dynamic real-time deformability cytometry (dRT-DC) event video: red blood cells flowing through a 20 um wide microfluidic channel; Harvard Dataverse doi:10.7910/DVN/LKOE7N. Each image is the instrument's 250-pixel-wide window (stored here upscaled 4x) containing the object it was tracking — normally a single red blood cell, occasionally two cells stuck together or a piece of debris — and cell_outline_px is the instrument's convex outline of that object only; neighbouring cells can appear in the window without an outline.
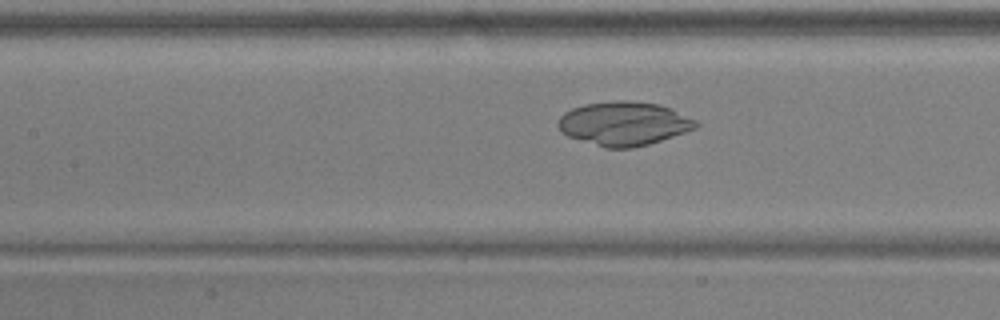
{"species": "common noctule bat (a hibernating species)", "species_latin": "Nyctalus noctula", "temperature_condition": "warm", "stored_images_in_passage": 54, "camera_frame_rate_fps": 3000, "um_per_image_px": 0.085, "animal": {"sex": "male", "body_mass_g": 17.9, "forearm_length_mm": 54.2}, "frame": {"image": 1, "passage_image": 25, "time_ms": 8.0, "image_size_px": [1000, 320], "cell_outline_px": [[700, 124], [696, 128], [648, 144], [632, 148], [604, 148], [568, 136], [560, 132], [556, 124], [560, 116], [564, 112], [572, 108], [584, 104], [616, 100], [628, 100], [656, 104], [672, 108], [696, 120]], "centroid_in_image_um": [52.99, 10.5], "position_along_channel_um": 154.4, "area_um2": 35.26}}
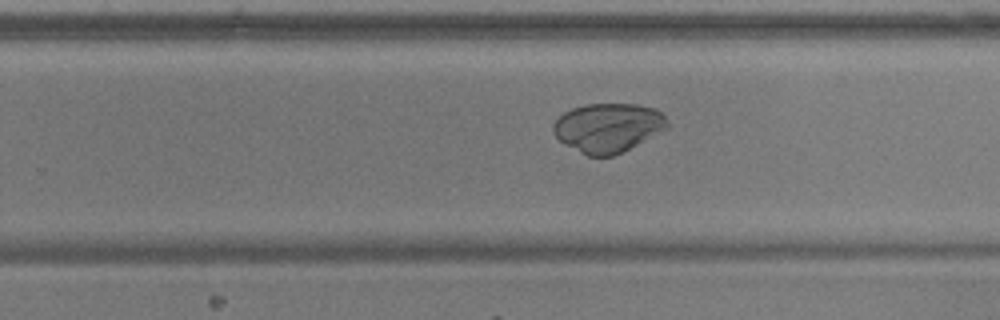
{"frame": {"image": 2, "passage_image": 35, "time_ms": 11.333, "image_size_px": [1000, 320], "cell_outline_px": [[668, 128], [612, 156], [588, 156], [564, 144], [552, 132], [552, 124], [564, 112], [572, 108], [584, 104], [636, 104], [652, 108], [664, 112], [668, 124]], "centroid_in_image_um": [51.66, 10.83], "position_along_channel_um": 278.1, "area_um2": 32.43}}
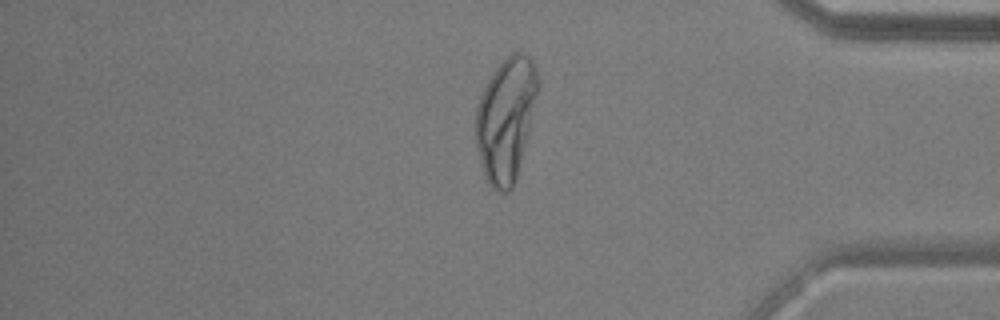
{"frame": {"image": 3, "passage_image": 46, "time_ms": 15.0, "image_size_px": [1000, 320], "cell_outline_px": [[540, 80], [528, 132], [516, 176], [512, 188], [508, 192], [496, 192], [488, 184], [484, 176], [476, 148], [476, 108], [480, 96], [488, 80], [496, 68], [512, 52], [520, 52], [528, 56], [536, 68]], "centroid_in_image_um": [42.98, 10.15], "position_along_channel_um": 392.2, "area_um2": 44.27}}